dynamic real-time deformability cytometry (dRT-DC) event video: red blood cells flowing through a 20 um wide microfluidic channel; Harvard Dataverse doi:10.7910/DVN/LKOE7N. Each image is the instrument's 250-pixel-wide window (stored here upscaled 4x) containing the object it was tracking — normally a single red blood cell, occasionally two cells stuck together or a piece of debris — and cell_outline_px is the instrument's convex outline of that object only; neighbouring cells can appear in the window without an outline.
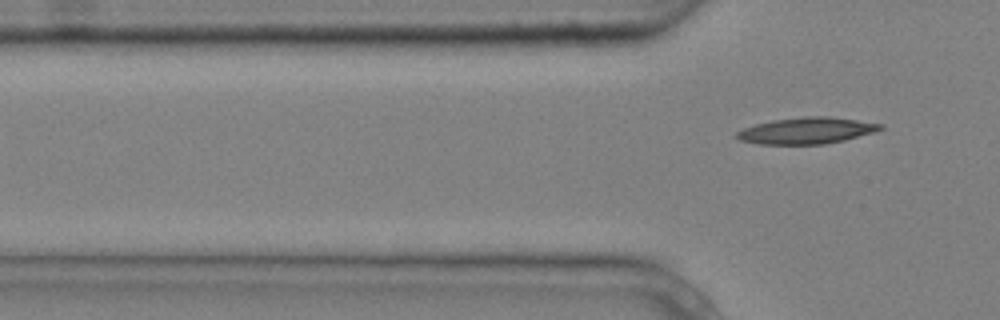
{"species": "common noctule bat (a hibernating species)", "species_latin": "Nyctalus noctula", "temperature_condition": "cold", "stored_images_in_passage": 4, "camera_frame_rate_fps": 3000, "um_per_image_px": 0.085, "animal": {"sex": "male", "body_mass_g": 20.4}, "frame": {"image": 1, "passage_image": 4, "time_ms": 1.0, "image_size_px": [1000, 320], "cell_outline_px": [[884, 128], [876, 132], [844, 140], [824, 144], [760, 144], [740, 140], [732, 136], [736, 132], [744, 128], [756, 124], [772, 120], [804, 116], [828, 116], [884, 124]], "centroid_in_image_um": [68.56, 11.1], "position_along_channel_um": 57.2, "area_um2": 22.2}}